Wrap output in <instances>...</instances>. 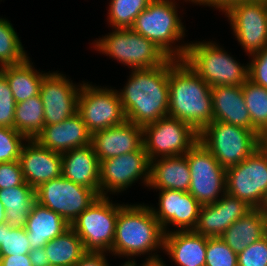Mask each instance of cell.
I'll use <instances>...</instances> for the list:
<instances>
[{
	"instance_id": "cell-44",
	"label": "cell",
	"mask_w": 267,
	"mask_h": 266,
	"mask_svg": "<svg viewBox=\"0 0 267 266\" xmlns=\"http://www.w3.org/2000/svg\"><path fill=\"white\" fill-rule=\"evenodd\" d=\"M0 266H32L28 254L1 256Z\"/></svg>"
},
{
	"instance_id": "cell-9",
	"label": "cell",
	"mask_w": 267,
	"mask_h": 266,
	"mask_svg": "<svg viewBox=\"0 0 267 266\" xmlns=\"http://www.w3.org/2000/svg\"><path fill=\"white\" fill-rule=\"evenodd\" d=\"M112 87L92 84L88 80L81 85L78 113L92 134L126 121L117 89Z\"/></svg>"
},
{
	"instance_id": "cell-38",
	"label": "cell",
	"mask_w": 267,
	"mask_h": 266,
	"mask_svg": "<svg viewBox=\"0 0 267 266\" xmlns=\"http://www.w3.org/2000/svg\"><path fill=\"white\" fill-rule=\"evenodd\" d=\"M16 102L5 75L0 71V127L14 128Z\"/></svg>"
},
{
	"instance_id": "cell-3",
	"label": "cell",
	"mask_w": 267,
	"mask_h": 266,
	"mask_svg": "<svg viewBox=\"0 0 267 266\" xmlns=\"http://www.w3.org/2000/svg\"><path fill=\"white\" fill-rule=\"evenodd\" d=\"M168 116L198 133L213 121L211 87L184 60H176L169 71Z\"/></svg>"
},
{
	"instance_id": "cell-17",
	"label": "cell",
	"mask_w": 267,
	"mask_h": 266,
	"mask_svg": "<svg viewBox=\"0 0 267 266\" xmlns=\"http://www.w3.org/2000/svg\"><path fill=\"white\" fill-rule=\"evenodd\" d=\"M154 191H158L157 207L154 204L149 206L165 234L194 230L201 204L189 192L172 189Z\"/></svg>"
},
{
	"instance_id": "cell-8",
	"label": "cell",
	"mask_w": 267,
	"mask_h": 266,
	"mask_svg": "<svg viewBox=\"0 0 267 266\" xmlns=\"http://www.w3.org/2000/svg\"><path fill=\"white\" fill-rule=\"evenodd\" d=\"M113 197L98 196L70 225L86 252L109 253L112 249L119 210L124 206Z\"/></svg>"
},
{
	"instance_id": "cell-14",
	"label": "cell",
	"mask_w": 267,
	"mask_h": 266,
	"mask_svg": "<svg viewBox=\"0 0 267 266\" xmlns=\"http://www.w3.org/2000/svg\"><path fill=\"white\" fill-rule=\"evenodd\" d=\"M185 156L191 173L188 192L201 205L215 203L226 193V169L199 141Z\"/></svg>"
},
{
	"instance_id": "cell-7",
	"label": "cell",
	"mask_w": 267,
	"mask_h": 266,
	"mask_svg": "<svg viewBox=\"0 0 267 266\" xmlns=\"http://www.w3.org/2000/svg\"><path fill=\"white\" fill-rule=\"evenodd\" d=\"M199 142L226 169L250 156L262 145V138L254 130L212 121L199 132Z\"/></svg>"
},
{
	"instance_id": "cell-42",
	"label": "cell",
	"mask_w": 267,
	"mask_h": 266,
	"mask_svg": "<svg viewBox=\"0 0 267 266\" xmlns=\"http://www.w3.org/2000/svg\"><path fill=\"white\" fill-rule=\"evenodd\" d=\"M110 255L104 252H86L74 266H110L107 257H111Z\"/></svg>"
},
{
	"instance_id": "cell-22",
	"label": "cell",
	"mask_w": 267,
	"mask_h": 266,
	"mask_svg": "<svg viewBox=\"0 0 267 266\" xmlns=\"http://www.w3.org/2000/svg\"><path fill=\"white\" fill-rule=\"evenodd\" d=\"M62 176L100 196V162L91 144L61 154Z\"/></svg>"
},
{
	"instance_id": "cell-2",
	"label": "cell",
	"mask_w": 267,
	"mask_h": 266,
	"mask_svg": "<svg viewBox=\"0 0 267 266\" xmlns=\"http://www.w3.org/2000/svg\"><path fill=\"white\" fill-rule=\"evenodd\" d=\"M164 236L148 203L127 202L118 212L111 257L157 259L164 251Z\"/></svg>"
},
{
	"instance_id": "cell-1",
	"label": "cell",
	"mask_w": 267,
	"mask_h": 266,
	"mask_svg": "<svg viewBox=\"0 0 267 266\" xmlns=\"http://www.w3.org/2000/svg\"><path fill=\"white\" fill-rule=\"evenodd\" d=\"M177 59L161 66L131 69L124 87L117 89L126 121L143 127L168 116L169 71Z\"/></svg>"
},
{
	"instance_id": "cell-21",
	"label": "cell",
	"mask_w": 267,
	"mask_h": 266,
	"mask_svg": "<svg viewBox=\"0 0 267 266\" xmlns=\"http://www.w3.org/2000/svg\"><path fill=\"white\" fill-rule=\"evenodd\" d=\"M35 140L51 151L64 153L92 143L88 130L79 113L60 123L45 125Z\"/></svg>"
},
{
	"instance_id": "cell-50",
	"label": "cell",
	"mask_w": 267,
	"mask_h": 266,
	"mask_svg": "<svg viewBox=\"0 0 267 266\" xmlns=\"http://www.w3.org/2000/svg\"><path fill=\"white\" fill-rule=\"evenodd\" d=\"M262 146L267 150V133L262 137Z\"/></svg>"
},
{
	"instance_id": "cell-5",
	"label": "cell",
	"mask_w": 267,
	"mask_h": 266,
	"mask_svg": "<svg viewBox=\"0 0 267 266\" xmlns=\"http://www.w3.org/2000/svg\"><path fill=\"white\" fill-rule=\"evenodd\" d=\"M224 46L209 39L190 41L184 61L211 88L242 86L248 80V62L240 63Z\"/></svg>"
},
{
	"instance_id": "cell-48",
	"label": "cell",
	"mask_w": 267,
	"mask_h": 266,
	"mask_svg": "<svg viewBox=\"0 0 267 266\" xmlns=\"http://www.w3.org/2000/svg\"><path fill=\"white\" fill-rule=\"evenodd\" d=\"M259 210L264 214V216L267 218V192L264 196V199L261 203V205L259 206Z\"/></svg>"
},
{
	"instance_id": "cell-31",
	"label": "cell",
	"mask_w": 267,
	"mask_h": 266,
	"mask_svg": "<svg viewBox=\"0 0 267 266\" xmlns=\"http://www.w3.org/2000/svg\"><path fill=\"white\" fill-rule=\"evenodd\" d=\"M45 126L44 105L40 95L16 103L14 129L27 139H35Z\"/></svg>"
},
{
	"instance_id": "cell-4",
	"label": "cell",
	"mask_w": 267,
	"mask_h": 266,
	"mask_svg": "<svg viewBox=\"0 0 267 266\" xmlns=\"http://www.w3.org/2000/svg\"><path fill=\"white\" fill-rule=\"evenodd\" d=\"M178 1L193 4V0H152L135 18L131 29L152 41L169 58L183 60L189 44L184 41L188 30L179 11L183 3Z\"/></svg>"
},
{
	"instance_id": "cell-29",
	"label": "cell",
	"mask_w": 267,
	"mask_h": 266,
	"mask_svg": "<svg viewBox=\"0 0 267 266\" xmlns=\"http://www.w3.org/2000/svg\"><path fill=\"white\" fill-rule=\"evenodd\" d=\"M0 201L5 208L7 224L12 228H25L28 215L36 202V191L26 182L0 190Z\"/></svg>"
},
{
	"instance_id": "cell-51",
	"label": "cell",
	"mask_w": 267,
	"mask_h": 266,
	"mask_svg": "<svg viewBox=\"0 0 267 266\" xmlns=\"http://www.w3.org/2000/svg\"><path fill=\"white\" fill-rule=\"evenodd\" d=\"M264 237L267 239V218H266V222H265Z\"/></svg>"
},
{
	"instance_id": "cell-24",
	"label": "cell",
	"mask_w": 267,
	"mask_h": 266,
	"mask_svg": "<svg viewBox=\"0 0 267 266\" xmlns=\"http://www.w3.org/2000/svg\"><path fill=\"white\" fill-rule=\"evenodd\" d=\"M191 173L185 155L160 157L150 161V190H179L188 192Z\"/></svg>"
},
{
	"instance_id": "cell-34",
	"label": "cell",
	"mask_w": 267,
	"mask_h": 266,
	"mask_svg": "<svg viewBox=\"0 0 267 266\" xmlns=\"http://www.w3.org/2000/svg\"><path fill=\"white\" fill-rule=\"evenodd\" d=\"M152 0H109L106 22L112 28H131L135 18L147 8Z\"/></svg>"
},
{
	"instance_id": "cell-49",
	"label": "cell",
	"mask_w": 267,
	"mask_h": 266,
	"mask_svg": "<svg viewBox=\"0 0 267 266\" xmlns=\"http://www.w3.org/2000/svg\"><path fill=\"white\" fill-rule=\"evenodd\" d=\"M5 222H6L5 208H4V205L0 201V224H3Z\"/></svg>"
},
{
	"instance_id": "cell-43",
	"label": "cell",
	"mask_w": 267,
	"mask_h": 266,
	"mask_svg": "<svg viewBox=\"0 0 267 266\" xmlns=\"http://www.w3.org/2000/svg\"><path fill=\"white\" fill-rule=\"evenodd\" d=\"M244 1H252V0H193L194 6H205L212 8L213 10H218L219 12H225L230 6L235 3L244 2Z\"/></svg>"
},
{
	"instance_id": "cell-20",
	"label": "cell",
	"mask_w": 267,
	"mask_h": 266,
	"mask_svg": "<svg viewBox=\"0 0 267 266\" xmlns=\"http://www.w3.org/2000/svg\"><path fill=\"white\" fill-rule=\"evenodd\" d=\"M92 145L99 162L139 150L143 146V128L125 121L92 134Z\"/></svg>"
},
{
	"instance_id": "cell-23",
	"label": "cell",
	"mask_w": 267,
	"mask_h": 266,
	"mask_svg": "<svg viewBox=\"0 0 267 266\" xmlns=\"http://www.w3.org/2000/svg\"><path fill=\"white\" fill-rule=\"evenodd\" d=\"M207 237L194 230L174 231L164 236V251L177 266H205Z\"/></svg>"
},
{
	"instance_id": "cell-27",
	"label": "cell",
	"mask_w": 267,
	"mask_h": 266,
	"mask_svg": "<svg viewBox=\"0 0 267 266\" xmlns=\"http://www.w3.org/2000/svg\"><path fill=\"white\" fill-rule=\"evenodd\" d=\"M34 61L28 56L23 62L0 68L5 75L16 103L39 95L43 78L50 71L37 70Z\"/></svg>"
},
{
	"instance_id": "cell-36",
	"label": "cell",
	"mask_w": 267,
	"mask_h": 266,
	"mask_svg": "<svg viewBox=\"0 0 267 266\" xmlns=\"http://www.w3.org/2000/svg\"><path fill=\"white\" fill-rule=\"evenodd\" d=\"M205 266H238L237 254L221 237H207Z\"/></svg>"
},
{
	"instance_id": "cell-37",
	"label": "cell",
	"mask_w": 267,
	"mask_h": 266,
	"mask_svg": "<svg viewBox=\"0 0 267 266\" xmlns=\"http://www.w3.org/2000/svg\"><path fill=\"white\" fill-rule=\"evenodd\" d=\"M27 140L14 128L0 127V163L18 160Z\"/></svg>"
},
{
	"instance_id": "cell-35",
	"label": "cell",
	"mask_w": 267,
	"mask_h": 266,
	"mask_svg": "<svg viewBox=\"0 0 267 266\" xmlns=\"http://www.w3.org/2000/svg\"><path fill=\"white\" fill-rule=\"evenodd\" d=\"M30 241L25 228H12L7 222L0 224L1 256L29 254Z\"/></svg>"
},
{
	"instance_id": "cell-30",
	"label": "cell",
	"mask_w": 267,
	"mask_h": 266,
	"mask_svg": "<svg viewBox=\"0 0 267 266\" xmlns=\"http://www.w3.org/2000/svg\"><path fill=\"white\" fill-rule=\"evenodd\" d=\"M50 265L74 266L86 253L82 240L70 227L44 246Z\"/></svg>"
},
{
	"instance_id": "cell-25",
	"label": "cell",
	"mask_w": 267,
	"mask_h": 266,
	"mask_svg": "<svg viewBox=\"0 0 267 266\" xmlns=\"http://www.w3.org/2000/svg\"><path fill=\"white\" fill-rule=\"evenodd\" d=\"M211 94L213 121H222L252 130L242 86L212 87Z\"/></svg>"
},
{
	"instance_id": "cell-46",
	"label": "cell",
	"mask_w": 267,
	"mask_h": 266,
	"mask_svg": "<svg viewBox=\"0 0 267 266\" xmlns=\"http://www.w3.org/2000/svg\"><path fill=\"white\" fill-rule=\"evenodd\" d=\"M143 266H168L166 264V261L162 257L157 258V259H150V260H145L143 262Z\"/></svg>"
},
{
	"instance_id": "cell-19",
	"label": "cell",
	"mask_w": 267,
	"mask_h": 266,
	"mask_svg": "<svg viewBox=\"0 0 267 266\" xmlns=\"http://www.w3.org/2000/svg\"><path fill=\"white\" fill-rule=\"evenodd\" d=\"M251 209L246 202L225 193L215 203L201 205L194 231L206 237H220L230 225Z\"/></svg>"
},
{
	"instance_id": "cell-10",
	"label": "cell",
	"mask_w": 267,
	"mask_h": 266,
	"mask_svg": "<svg viewBox=\"0 0 267 266\" xmlns=\"http://www.w3.org/2000/svg\"><path fill=\"white\" fill-rule=\"evenodd\" d=\"M149 180L150 160L144 146L137 151L100 161V196L121 195L138 181L146 189Z\"/></svg>"
},
{
	"instance_id": "cell-41",
	"label": "cell",
	"mask_w": 267,
	"mask_h": 266,
	"mask_svg": "<svg viewBox=\"0 0 267 266\" xmlns=\"http://www.w3.org/2000/svg\"><path fill=\"white\" fill-rule=\"evenodd\" d=\"M24 183L25 179L18 160L0 163V190Z\"/></svg>"
},
{
	"instance_id": "cell-12",
	"label": "cell",
	"mask_w": 267,
	"mask_h": 266,
	"mask_svg": "<svg viewBox=\"0 0 267 266\" xmlns=\"http://www.w3.org/2000/svg\"><path fill=\"white\" fill-rule=\"evenodd\" d=\"M222 14L245 55L249 57L267 46V0L235 3Z\"/></svg>"
},
{
	"instance_id": "cell-6",
	"label": "cell",
	"mask_w": 267,
	"mask_h": 266,
	"mask_svg": "<svg viewBox=\"0 0 267 266\" xmlns=\"http://www.w3.org/2000/svg\"><path fill=\"white\" fill-rule=\"evenodd\" d=\"M102 37L93 39L90 48L96 53L117 60L127 69H149L164 64L169 57L152 41L131 28H111ZM98 51V52H97Z\"/></svg>"
},
{
	"instance_id": "cell-18",
	"label": "cell",
	"mask_w": 267,
	"mask_h": 266,
	"mask_svg": "<svg viewBox=\"0 0 267 266\" xmlns=\"http://www.w3.org/2000/svg\"><path fill=\"white\" fill-rule=\"evenodd\" d=\"M25 182L33 189L62 175L61 153L51 151L35 139H28L18 159Z\"/></svg>"
},
{
	"instance_id": "cell-33",
	"label": "cell",
	"mask_w": 267,
	"mask_h": 266,
	"mask_svg": "<svg viewBox=\"0 0 267 266\" xmlns=\"http://www.w3.org/2000/svg\"><path fill=\"white\" fill-rule=\"evenodd\" d=\"M13 25L9 19L0 16V68L23 62L30 55Z\"/></svg>"
},
{
	"instance_id": "cell-45",
	"label": "cell",
	"mask_w": 267,
	"mask_h": 266,
	"mask_svg": "<svg viewBox=\"0 0 267 266\" xmlns=\"http://www.w3.org/2000/svg\"><path fill=\"white\" fill-rule=\"evenodd\" d=\"M28 255H29L32 266L50 265L48 257L46 256L44 247H39L37 249L31 250Z\"/></svg>"
},
{
	"instance_id": "cell-40",
	"label": "cell",
	"mask_w": 267,
	"mask_h": 266,
	"mask_svg": "<svg viewBox=\"0 0 267 266\" xmlns=\"http://www.w3.org/2000/svg\"><path fill=\"white\" fill-rule=\"evenodd\" d=\"M248 59V79L267 89V46Z\"/></svg>"
},
{
	"instance_id": "cell-47",
	"label": "cell",
	"mask_w": 267,
	"mask_h": 266,
	"mask_svg": "<svg viewBox=\"0 0 267 266\" xmlns=\"http://www.w3.org/2000/svg\"><path fill=\"white\" fill-rule=\"evenodd\" d=\"M137 259H139V258L127 257L126 261L119 266H143V262L145 261V259L143 261L141 260L142 263H140V264L137 263V261H136ZM111 265L112 264H110V266Z\"/></svg>"
},
{
	"instance_id": "cell-13",
	"label": "cell",
	"mask_w": 267,
	"mask_h": 266,
	"mask_svg": "<svg viewBox=\"0 0 267 266\" xmlns=\"http://www.w3.org/2000/svg\"><path fill=\"white\" fill-rule=\"evenodd\" d=\"M267 192V150L261 145L244 161L226 168V193L259 208Z\"/></svg>"
},
{
	"instance_id": "cell-26",
	"label": "cell",
	"mask_w": 267,
	"mask_h": 266,
	"mask_svg": "<svg viewBox=\"0 0 267 266\" xmlns=\"http://www.w3.org/2000/svg\"><path fill=\"white\" fill-rule=\"evenodd\" d=\"M70 227L61 215L35 202L25 226L31 250L44 247L47 242L63 234Z\"/></svg>"
},
{
	"instance_id": "cell-15",
	"label": "cell",
	"mask_w": 267,
	"mask_h": 266,
	"mask_svg": "<svg viewBox=\"0 0 267 266\" xmlns=\"http://www.w3.org/2000/svg\"><path fill=\"white\" fill-rule=\"evenodd\" d=\"M35 191L36 202L58 213L69 224L98 197L92 189L76 184L62 175L46 181Z\"/></svg>"
},
{
	"instance_id": "cell-11",
	"label": "cell",
	"mask_w": 267,
	"mask_h": 266,
	"mask_svg": "<svg viewBox=\"0 0 267 266\" xmlns=\"http://www.w3.org/2000/svg\"><path fill=\"white\" fill-rule=\"evenodd\" d=\"M142 128L143 146L150 161L160 157L185 155L199 141L196 130L170 116Z\"/></svg>"
},
{
	"instance_id": "cell-39",
	"label": "cell",
	"mask_w": 267,
	"mask_h": 266,
	"mask_svg": "<svg viewBox=\"0 0 267 266\" xmlns=\"http://www.w3.org/2000/svg\"><path fill=\"white\" fill-rule=\"evenodd\" d=\"M238 266H267V239L253 242L237 254Z\"/></svg>"
},
{
	"instance_id": "cell-16",
	"label": "cell",
	"mask_w": 267,
	"mask_h": 266,
	"mask_svg": "<svg viewBox=\"0 0 267 266\" xmlns=\"http://www.w3.org/2000/svg\"><path fill=\"white\" fill-rule=\"evenodd\" d=\"M59 70L50 71L41 83L45 125H52L78 113V95L83 81L74 82Z\"/></svg>"
},
{
	"instance_id": "cell-32",
	"label": "cell",
	"mask_w": 267,
	"mask_h": 266,
	"mask_svg": "<svg viewBox=\"0 0 267 266\" xmlns=\"http://www.w3.org/2000/svg\"><path fill=\"white\" fill-rule=\"evenodd\" d=\"M242 92L252 130L262 138L267 133V89L248 79L242 85Z\"/></svg>"
},
{
	"instance_id": "cell-28",
	"label": "cell",
	"mask_w": 267,
	"mask_h": 266,
	"mask_svg": "<svg viewBox=\"0 0 267 266\" xmlns=\"http://www.w3.org/2000/svg\"><path fill=\"white\" fill-rule=\"evenodd\" d=\"M266 217L259 208H252L230 225L220 236L224 242L239 254L247 246L264 237Z\"/></svg>"
}]
</instances>
